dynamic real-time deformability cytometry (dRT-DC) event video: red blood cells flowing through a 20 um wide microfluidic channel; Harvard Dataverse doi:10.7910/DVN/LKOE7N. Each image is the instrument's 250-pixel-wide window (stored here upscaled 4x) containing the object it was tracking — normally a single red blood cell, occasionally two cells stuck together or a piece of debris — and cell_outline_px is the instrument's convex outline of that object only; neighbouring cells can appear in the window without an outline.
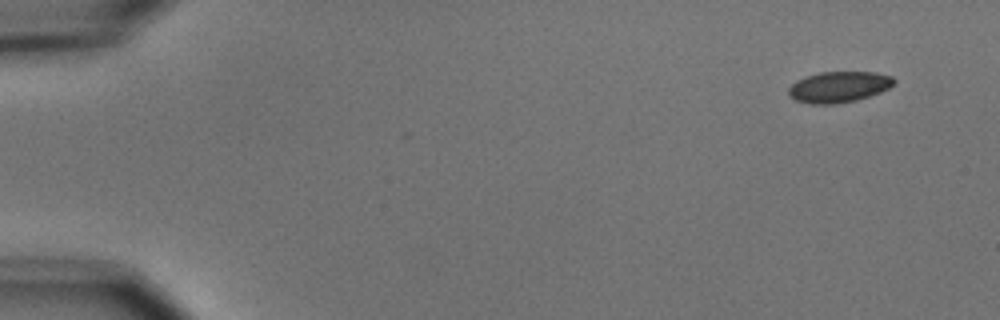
{"species": "common noctule bat (a hibernating species)", "species_latin": "Nyctalus noctula", "temperature_condition": "cold", "stored_images_in_passage": 4, "camera_frame_rate_fps": 3000, "um_per_image_px": 0.085, "animal": {"sex": "male", "body_mass_g": 15.6}, "frame": {"image": 1, "passage_image": 1, "time_ms": 0.0, "image_size_px": [1000, 320], "cell_outline_px": [[896, 80], [888, 88], [880, 92], [856, 100], [836, 104], [812, 104], [796, 100], [788, 96], [788, 88], [796, 80], [804, 76], [820, 72], [876, 72], [892, 76]], "centroid_in_image_um": [71.27, 7.38], "position_along_channel_um": 13.7, "area_um2": 19.07}}